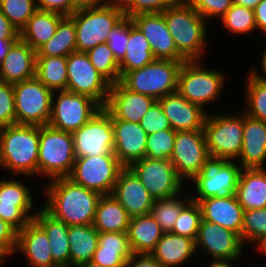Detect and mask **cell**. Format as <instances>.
<instances>
[{"label": "cell", "instance_id": "cell-14", "mask_svg": "<svg viewBox=\"0 0 266 267\" xmlns=\"http://www.w3.org/2000/svg\"><path fill=\"white\" fill-rule=\"evenodd\" d=\"M75 158L114 154L111 114L102 107L78 130L72 132Z\"/></svg>", "mask_w": 266, "mask_h": 267}, {"label": "cell", "instance_id": "cell-44", "mask_svg": "<svg viewBox=\"0 0 266 267\" xmlns=\"http://www.w3.org/2000/svg\"><path fill=\"white\" fill-rule=\"evenodd\" d=\"M266 237V207L244 211L241 240L258 245Z\"/></svg>", "mask_w": 266, "mask_h": 267}, {"label": "cell", "instance_id": "cell-46", "mask_svg": "<svg viewBox=\"0 0 266 267\" xmlns=\"http://www.w3.org/2000/svg\"><path fill=\"white\" fill-rule=\"evenodd\" d=\"M0 10L20 32L29 18L38 10L37 1L0 0Z\"/></svg>", "mask_w": 266, "mask_h": 267}, {"label": "cell", "instance_id": "cell-55", "mask_svg": "<svg viewBox=\"0 0 266 267\" xmlns=\"http://www.w3.org/2000/svg\"><path fill=\"white\" fill-rule=\"evenodd\" d=\"M19 30L0 10V39H19Z\"/></svg>", "mask_w": 266, "mask_h": 267}, {"label": "cell", "instance_id": "cell-25", "mask_svg": "<svg viewBox=\"0 0 266 267\" xmlns=\"http://www.w3.org/2000/svg\"><path fill=\"white\" fill-rule=\"evenodd\" d=\"M202 220L218 224L236 232L241 237L244 210L236 195L202 199L199 202Z\"/></svg>", "mask_w": 266, "mask_h": 267}, {"label": "cell", "instance_id": "cell-20", "mask_svg": "<svg viewBox=\"0 0 266 267\" xmlns=\"http://www.w3.org/2000/svg\"><path fill=\"white\" fill-rule=\"evenodd\" d=\"M155 101L154 98L132 92L117 82L111 85L104 108L111 114L112 120L140 123Z\"/></svg>", "mask_w": 266, "mask_h": 267}, {"label": "cell", "instance_id": "cell-7", "mask_svg": "<svg viewBox=\"0 0 266 267\" xmlns=\"http://www.w3.org/2000/svg\"><path fill=\"white\" fill-rule=\"evenodd\" d=\"M224 75L217 70H208L200 60L185 61L178 73L177 91L189 102L206 110L209 102L219 99L225 83Z\"/></svg>", "mask_w": 266, "mask_h": 267}, {"label": "cell", "instance_id": "cell-28", "mask_svg": "<svg viewBox=\"0 0 266 267\" xmlns=\"http://www.w3.org/2000/svg\"><path fill=\"white\" fill-rule=\"evenodd\" d=\"M133 255L127 232H98L92 262L102 267H124Z\"/></svg>", "mask_w": 266, "mask_h": 267}, {"label": "cell", "instance_id": "cell-59", "mask_svg": "<svg viewBox=\"0 0 266 267\" xmlns=\"http://www.w3.org/2000/svg\"><path fill=\"white\" fill-rule=\"evenodd\" d=\"M239 259H220V260H211L207 267H233L232 263H236Z\"/></svg>", "mask_w": 266, "mask_h": 267}, {"label": "cell", "instance_id": "cell-58", "mask_svg": "<svg viewBox=\"0 0 266 267\" xmlns=\"http://www.w3.org/2000/svg\"><path fill=\"white\" fill-rule=\"evenodd\" d=\"M18 39H0V62L7 55L12 44Z\"/></svg>", "mask_w": 266, "mask_h": 267}, {"label": "cell", "instance_id": "cell-32", "mask_svg": "<svg viewBox=\"0 0 266 267\" xmlns=\"http://www.w3.org/2000/svg\"><path fill=\"white\" fill-rule=\"evenodd\" d=\"M127 234L133 253L150 254L164 232L157 221L146 214L131 217Z\"/></svg>", "mask_w": 266, "mask_h": 267}, {"label": "cell", "instance_id": "cell-26", "mask_svg": "<svg viewBox=\"0 0 266 267\" xmlns=\"http://www.w3.org/2000/svg\"><path fill=\"white\" fill-rule=\"evenodd\" d=\"M242 168H264L266 163V122L243 112V141L239 155Z\"/></svg>", "mask_w": 266, "mask_h": 267}, {"label": "cell", "instance_id": "cell-6", "mask_svg": "<svg viewBox=\"0 0 266 267\" xmlns=\"http://www.w3.org/2000/svg\"><path fill=\"white\" fill-rule=\"evenodd\" d=\"M183 62L155 59L140 69L126 72L119 82L132 92L159 100L177 91L178 73Z\"/></svg>", "mask_w": 266, "mask_h": 267}, {"label": "cell", "instance_id": "cell-9", "mask_svg": "<svg viewBox=\"0 0 266 267\" xmlns=\"http://www.w3.org/2000/svg\"><path fill=\"white\" fill-rule=\"evenodd\" d=\"M16 124L44 126L51 119L53 91L36 77L13 84Z\"/></svg>", "mask_w": 266, "mask_h": 267}, {"label": "cell", "instance_id": "cell-11", "mask_svg": "<svg viewBox=\"0 0 266 267\" xmlns=\"http://www.w3.org/2000/svg\"><path fill=\"white\" fill-rule=\"evenodd\" d=\"M124 166L115 154L75 158L73 170L68 177L75 184L98 192L112 194L120 171Z\"/></svg>", "mask_w": 266, "mask_h": 267}, {"label": "cell", "instance_id": "cell-16", "mask_svg": "<svg viewBox=\"0 0 266 267\" xmlns=\"http://www.w3.org/2000/svg\"><path fill=\"white\" fill-rule=\"evenodd\" d=\"M209 157L204 129L176 132L170 162L182 180L191 182Z\"/></svg>", "mask_w": 266, "mask_h": 267}, {"label": "cell", "instance_id": "cell-8", "mask_svg": "<svg viewBox=\"0 0 266 267\" xmlns=\"http://www.w3.org/2000/svg\"><path fill=\"white\" fill-rule=\"evenodd\" d=\"M203 129L211 157L239 161L243 141V113L236 116L207 113Z\"/></svg>", "mask_w": 266, "mask_h": 267}, {"label": "cell", "instance_id": "cell-43", "mask_svg": "<svg viewBox=\"0 0 266 267\" xmlns=\"http://www.w3.org/2000/svg\"><path fill=\"white\" fill-rule=\"evenodd\" d=\"M202 220V212L198 202L190 200L180 211L172 233L196 240Z\"/></svg>", "mask_w": 266, "mask_h": 267}, {"label": "cell", "instance_id": "cell-21", "mask_svg": "<svg viewBox=\"0 0 266 267\" xmlns=\"http://www.w3.org/2000/svg\"><path fill=\"white\" fill-rule=\"evenodd\" d=\"M114 130L113 152L124 167L143 159L146 153L148 134L140 123L112 120Z\"/></svg>", "mask_w": 266, "mask_h": 267}, {"label": "cell", "instance_id": "cell-31", "mask_svg": "<svg viewBox=\"0 0 266 267\" xmlns=\"http://www.w3.org/2000/svg\"><path fill=\"white\" fill-rule=\"evenodd\" d=\"M195 253V240L168 232L162 235L150 254L162 267H174L188 261Z\"/></svg>", "mask_w": 266, "mask_h": 267}, {"label": "cell", "instance_id": "cell-56", "mask_svg": "<svg viewBox=\"0 0 266 267\" xmlns=\"http://www.w3.org/2000/svg\"><path fill=\"white\" fill-rule=\"evenodd\" d=\"M255 23L258 31L266 36V0H261L254 9Z\"/></svg>", "mask_w": 266, "mask_h": 267}, {"label": "cell", "instance_id": "cell-27", "mask_svg": "<svg viewBox=\"0 0 266 267\" xmlns=\"http://www.w3.org/2000/svg\"><path fill=\"white\" fill-rule=\"evenodd\" d=\"M49 239L45 231L31 220L19 232L17 250L28 259V267H48L57 265L52 258Z\"/></svg>", "mask_w": 266, "mask_h": 267}, {"label": "cell", "instance_id": "cell-62", "mask_svg": "<svg viewBox=\"0 0 266 267\" xmlns=\"http://www.w3.org/2000/svg\"><path fill=\"white\" fill-rule=\"evenodd\" d=\"M256 247L263 253H266V237Z\"/></svg>", "mask_w": 266, "mask_h": 267}, {"label": "cell", "instance_id": "cell-19", "mask_svg": "<svg viewBox=\"0 0 266 267\" xmlns=\"http://www.w3.org/2000/svg\"><path fill=\"white\" fill-rule=\"evenodd\" d=\"M131 19L150 43L156 59L187 61L178 52L162 13L138 14Z\"/></svg>", "mask_w": 266, "mask_h": 267}, {"label": "cell", "instance_id": "cell-37", "mask_svg": "<svg viewBox=\"0 0 266 267\" xmlns=\"http://www.w3.org/2000/svg\"><path fill=\"white\" fill-rule=\"evenodd\" d=\"M51 91L67 89V57L36 56V76Z\"/></svg>", "mask_w": 266, "mask_h": 267}, {"label": "cell", "instance_id": "cell-38", "mask_svg": "<svg viewBox=\"0 0 266 267\" xmlns=\"http://www.w3.org/2000/svg\"><path fill=\"white\" fill-rule=\"evenodd\" d=\"M77 51L76 26L70 16H65L55 34L36 50L37 56H65Z\"/></svg>", "mask_w": 266, "mask_h": 267}, {"label": "cell", "instance_id": "cell-57", "mask_svg": "<svg viewBox=\"0 0 266 267\" xmlns=\"http://www.w3.org/2000/svg\"><path fill=\"white\" fill-rule=\"evenodd\" d=\"M109 1L110 0H73L74 12L78 9L103 6Z\"/></svg>", "mask_w": 266, "mask_h": 267}, {"label": "cell", "instance_id": "cell-64", "mask_svg": "<svg viewBox=\"0 0 266 267\" xmlns=\"http://www.w3.org/2000/svg\"><path fill=\"white\" fill-rule=\"evenodd\" d=\"M5 259H7V256L0 250V266L5 262Z\"/></svg>", "mask_w": 266, "mask_h": 267}, {"label": "cell", "instance_id": "cell-18", "mask_svg": "<svg viewBox=\"0 0 266 267\" xmlns=\"http://www.w3.org/2000/svg\"><path fill=\"white\" fill-rule=\"evenodd\" d=\"M195 246L197 251L198 248L205 250L212 260L239 259L244 243L236 232L218 224L201 220Z\"/></svg>", "mask_w": 266, "mask_h": 267}, {"label": "cell", "instance_id": "cell-39", "mask_svg": "<svg viewBox=\"0 0 266 267\" xmlns=\"http://www.w3.org/2000/svg\"><path fill=\"white\" fill-rule=\"evenodd\" d=\"M179 195L156 199L151 207L149 214L157 221L164 233L172 231L181 209L191 200V196L178 199Z\"/></svg>", "mask_w": 266, "mask_h": 267}, {"label": "cell", "instance_id": "cell-30", "mask_svg": "<svg viewBox=\"0 0 266 267\" xmlns=\"http://www.w3.org/2000/svg\"><path fill=\"white\" fill-rule=\"evenodd\" d=\"M236 197L243 210L266 207V168H242Z\"/></svg>", "mask_w": 266, "mask_h": 267}, {"label": "cell", "instance_id": "cell-22", "mask_svg": "<svg viewBox=\"0 0 266 267\" xmlns=\"http://www.w3.org/2000/svg\"><path fill=\"white\" fill-rule=\"evenodd\" d=\"M112 194L131 217L149 214L155 200L129 167L120 171Z\"/></svg>", "mask_w": 266, "mask_h": 267}, {"label": "cell", "instance_id": "cell-33", "mask_svg": "<svg viewBox=\"0 0 266 267\" xmlns=\"http://www.w3.org/2000/svg\"><path fill=\"white\" fill-rule=\"evenodd\" d=\"M65 16L37 10L20 31V39L35 51L55 34L59 22Z\"/></svg>", "mask_w": 266, "mask_h": 267}, {"label": "cell", "instance_id": "cell-1", "mask_svg": "<svg viewBox=\"0 0 266 267\" xmlns=\"http://www.w3.org/2000/svg\"><path fill=\"white\" fill-rule=\"evenodd\" d=\"M43 206L68 226L93 224L101 194L75 184L68 177L52 179L45 187Z\"/></svg>", "mask_w": 266, "mask_h": 267}, {"label": "cell", "instance_id": "cell-15", "mask_svg": "<svg viewBox=\"0 0 266 267\" xmlns=\"http://www.w3.org/2000/svg\"><path fill=\"white\" fill-rule=\"evenodd\" d=\"M129 168L155 200L170 198L183 191L185 180L179 177L169 159L157 160L144 157L132 163Z\"/></svg>", "mask_w": 266, "mask_h": 267}, {"label": "cell", "instance_id": "cell-53", "mask_svg": "<svg viewBox=\"0 0 266 267\" xmlns=\"http://www.w3.org/2000/svg\"><path fill=\"white\" fill-rule=\"evenodd\" d=\"M37 9L54 12L63 16H71L74 13L73 0H36Z\"/></svg>", "mask_w": 266, "mask_h": 267}, {"label": "cell", "instance_id": "cell-41", "mask_svg": "<svg viewBox=\"0 0 266 267\" xmlns=\"http://www.w3.org/2000/svg\"><path fill=\"white\" fill-rule=\"evenodd\" d=\"M86 53L95 69L111 84L120 81L119 63L107 43L98 44Z\"/></svg>", "mask_w": 266, "mask_h": 267}, {"label": "cell", "instance_id": "cell-34", "mask_svg": "<svg viewBox=\"0 0 266 267\" xmlns=\"http://www.w3.org/2000/svg\"><path fill=\"white\" fill-rule=\"evenodd\" d=\"M131 216L113 194L102 195L93 226L98 232H127Z\"/></svg>", "mask_w": 266, "mask_h": 267}, {"label": "cell", "instance_id": "cell-5", "mask_svg": "<svg viewBox=\"0 0 266 267\" xmlns=\"http://www.w3.org/2000/svg\"><path fill=\"white\" fill-rule=\"evenodd\" d=\"M75 162L71 132L39 126L38 175L50 180L69 177Z\"/></svg>", "mask_w": 266, "mask_h": 267}, {"label": "cell", "instance_id": "cell-45", "mask_svg": "<svg viewBox=\"0 0 266 267\" xmlns=\"http://www.w3.org/2000/svg\"><path fill=\"white\" fill-rule=\"evenodd\" d=\"M175 139L176 131L173 129L159 130L148 134L145 157L157 160H170Z\"/></svg>", "mask_w": 266, "mask_h": 267}, {"label": "cell", "instance_id": "cell-3", "mask_svg": "<svg viewBox=\"0 0 266 267\" xmlns=\"http://www.w3.org/2000/svg\"><path fill=\"white\" fill-rule=\"evenodd\" d=\"M178 52L187 60H200L207 41V21L182 0L162 12Z\"/></svg>", "mask_w": 266, "mask_h": 267}, {"label": "cell", "instance_id": "cell-17", "mask_svg": "<svg viewBox=\"0 0 266 267\" xmlns=\"http://www.w3.org/2000/svg\"><path fill=\"white\" fill-rule=\"evenodd\" d=\"M0 180V218L18 232L36 215L30 214L34 205L30 188L17 178Z\"/></svg>", "mask_w": 266, "mask_h": 267}, {"label": "cell", "instance_id": "cell-52", "mask_svg": "<svg viewBox=\"0 0 266 267\" xmlns=\"http://www.w3.org/2000/svg\"><path fill=\"white\" fill-rule=\"evenodd\" d=\"M18 231L0 218V250L9 258L17 247Z\"/></svg>", "mask_w": 266, "mask_h": 267}, {"label": "cell", "instance_id": "cell-61", "mask_svg": "<svg viewBox=\"0 0 266 267\" xmlns=\"http://www.w3.org/2000/svg\"><path fill=\"white\" fill-rule=\"evenodd\" d=\"M261 67H262V71L264 76H262V74L257 73L258 71H255L254 69L252 70L261 80L266 81V48L265 51H263L262 54V60H261Z\"/></svg>", "mask_w": 266, "mask_h": 267}, {"label": "cell", "instance_id": "cell-60", "mask_svg": "<svg viewBox=\"0 0 266 267\" xmlns=\"http://www.w3.org/2000/svg\"><path fill=\"white\" fill-rule=\"evenodd\" d=\"M261 0H233L234 4L240 5V6H245L250 9H255L256 5L260 2Z\"/></svg>", "mask_w": 266, "mask_h": 267}, {"label": "cell", "instance_id": "cell-49", "mask_svg": "<svg viewBox=\"0 0 266 267\" xmlns=\"http://www.w3.org/2000/svg\"><path fill=\"white\" fill-rule=\"evenodd\" d=\"M0 124H16L14 87L12 83L0 81Z\"/></svg>", "mask_w": 266, "mask_h": 267}, {"label": "cell", "instance_id": "cell-4", "mask_svg": "<svg viewBox=\"0 0 266 267\" xmlns=\"http://www.w3.org/2000/svg\"><path fill=\"white\" fill-rule=\"evenodd\" d=\"M125 16L120 0H110L99 7L76 10L70 17L76 26V48L87 52L107 43L111 29Z\"/></svg>", "mask_w": 266, "mask_h": 267}, {"label": "cell", "instance_id": "cell-63", "mask_svg": "<svg viewBox=\"0 0 266 267\" xmlns=\"http://www.w3.org/2000/svg\"><path fill=\"white\" fill-rule=\"evenodd\" d=\"M76 267H102L101 265L95 264L94 262L90 261L87 263L80 264Z\"/></svg>", "mask_w": 266, "mask_h": 267}, {"label": "cell", "instance_id": "cell-65", "mask_svg": "<svg viewBox=\"0 0 266 267\" xmlns=\"http://www.w3.org/2000/svg\"><path fill=\"white\" fill-rule=\"evenodd\" d=\"M48 267H67V266H64V265H53V266H48Z\"/></svg>", "mask_w": 266, "mask_h": 267}, {"label": "cell", "instance_id": "cell-23", "mask_svg": "<svg viewBox=\"0 0 266 267\" xmlns=\"http://www.w3.org/2000/svg\"><path fill=\"white\" fill-rule=\"evenodd\" d=\"M158 101L171 128L176 132L203 129L207 110L189 102L178 91L167 94Z\"/></svg>", "mask_w": 266, "mask_h": 267}, {"label": "cell", "instance_id": "cell-47", "mask_svg": "<svg viewBox=\"0 0 266 267\" xmlns=\"http://www.w3.org/2000/svg\"><path fill=\"white\" fill-rule=\"evenodd\" d=\"M182 0H120L125 16L162 13Z\"/></svg>", "mask_w": 266, "mask_h": 267}, {"label": "cell", "instance_id": "cell-50", "mask_svg": "<svg viewBox=\"0 0 266 267\" xmlns=\"http://www.w3.org/2000/svg\"><path fill=\"white\" fill-rule=\"evenodd\" d=\"M140 126L147 134L155 133L159 130L172 129L158 100L144 114L140 121Z\"/></svg>", "mask_w": 266, "mask_h": 267}, {"label": "cell", "instance_id": "cell-54", "mask_svg": "<svg viewBox=\"0 0 266 267\" xmlns=\"http://www.w3.org/2000/svg\"><path fill=\"white\" fill-rule=\"evenodd\" d=\"M124 267H162V266L151 254L133 253V255L125 263Z\"/></svg>", "mask_w": 266, "mask_h": 267}, {"label": "cell", "instance_id": "cell-40", "mask_svg": "<svg viewBox=\"0 0 266 267\" xmlns=\"http://www.w3.org/2000/svg\"><path fill=\"white\" fill-rule=\"evenodd\" d=\"M248 75L246 83L248 107L243 112L266 122V81L261 80L252 70Z\"/></svg>", "mask_w": 266, "mask_h": 267}, {"label": "cell", "instance_id": "cell-13", "mask_svg": "<svg viewBox=\"0 0 266 267\" xmlns=\"http://www.w3.org/2000/svg\"><path fill=\"white\" fill-rule=\"evenodd\" d=\"M58 92L59 94H57ZM101 108L89 96L67 90L55 91L52 97L51 119L48 125L57 130L72 133L86 124Z\"/></svg>", "mask_w": 266, "mask_h": 267}, {"label": "cell", "instance_id": "cell-29", "mask_svg": "<svg viewBox=\"0 0 266 267\" xmlns=\"http://www.w3.org/2000/svg\"><path fill=\"white\" fill-rule=\"evenodd\" d=\"M33 220L48 236L53 261L57 265L70 267L69 226L51 215L43 206Z\"/></svg>", "mask_w": 266, "mask_h": 267}, {"label": "cell", "instance_id": "cell-10", "mask_svg": "<svg viewBox=\"0 0 266 267\" xmlns=\"http://www.w3.org/2000/svg\"><path fill=\"white\" fill-rule=\"evenodd\" d=\"M241 169V165L234 161L210 156L201 172L191 180L197 193V196L191 194V199L199 202L211 197L235 195Z\"/></svg>", "mask_w": 266, "mask_h": 267}, {"label": "cell", "instance_id": "cell-24", "mask_svg": "<svg viewBox=\"0 0 266 267\" xmlns=\"http://www.w3.org/2000/svg\"><path fill=\"white\" fill-rule=\"evenodd\" d=\"M36 51L20 38L0 62V81L17 83L36 76Z\"/></svg>", "mask_w": 266, "mask_h": 267}, {"label": "cell", "instance_id": "cell-35", "mask_svg": "<svg viewBox=\"0 0 266 267\" xmlns=\"http://www.w3.org/2000/svg\"><path fill=\"white\" fill-rule=\"evenodd\" d=\"M155 59L150 43L129 17V39L125 57L119 63L120 78L126 72L140 69Z\"/></svg>", "mask_w": 266, "mask_h": 267}, {"label": "cell", "instance_id": "cell-48", "mask_svg": "<svg viewBox=\"0 0 266 267\" xmlns=\"http://www.w3.org/2000/svg\"><path fill=\"white\" fill-rule=\"evenodd\" d=\"M129 39V17L124 16L108 34L107 44L113 51L115 59L120 63L126 54Z\"/></svg>", "mask_w": 266, "mask_h": 267}, {"label": "cell", "instance_id": "cell-12", "mask_svg": "<svg viewBox=\"0 0 266 267\" xmlns=\"http://www.w3.org/2000/svg\"><path fill=\"white\" fill-rule=\"evenodd\" d=\"M67 76V91L89 96L105 107L112 84L95 69L86 52L67 56Z\"/></svg>", "mask_w": 266, "mask_h": 267}, {"label": "cell", "instance_id": "cell-51", "mask_svg": "<svg viewBox=\"0 0 266 267\" xmlns=\"http://www.w3.org/2000/svg\"><path fill=\"white\" fill-rule=\"evenodd\" d=\"M205 20L221 18L232 6L233 0H187Z\"/></svg>", "mask_w": 266, "mask_h": 267}, {"label": "cell", "instance_id": "cell-36", "mask_svg": "<svg viewBox=\"0 0 266 267\" xmlns=\"http://www.w3.org/2000/svg\"><path fill=\"white\" fill-rule=\"evenodd\" d=\"M70 267L90 262L98 247V231L93 224L72 225L68 229Z\"/></svg>", "mask_w": 266, "mask_h": 267}, {"label": "cell", "instance_id": "cell-2", "mask_svg": "<svg viewBox=\"0 0 266 267\" xmlns=\"http://www.w3.org/2000/svg\"><path fill=\"white\" fill-rule=\"evenodd\" d=\"M39 126H3L0 134V167L17 175L38 176Z\"/></svg>", "mask_w": 266, "mask_h": 267}, {"label": "cell", "instance_id": "cell-42", "mask_svg": "<svg viewBox=\"0 0 266 267\" xmlns=\"http://www.w3.org/2000/svg\"><path fill=\"white\" fill-rule=\"evenodd\" d=\"M221 21L229 33L232 34L244 35L257 29L254 10L234 3L221 17Z\"/></svg>", "mask_w": 266, "mask_h": 267}, {"label": "cell", "instance_id": "cell-66", "mask_svg": "<svg viewBox=\"0 0 266 267\" xmlns=\"http://www.w3.org/2000/svg\"><path fill=\"white\" fill-rule=\"evenodd\" d=\"M2 129H3V125L0 124V134H1V132H2Z\"/></svg>", "mask_w": 266, "mask_h": 267}]
</instances>
